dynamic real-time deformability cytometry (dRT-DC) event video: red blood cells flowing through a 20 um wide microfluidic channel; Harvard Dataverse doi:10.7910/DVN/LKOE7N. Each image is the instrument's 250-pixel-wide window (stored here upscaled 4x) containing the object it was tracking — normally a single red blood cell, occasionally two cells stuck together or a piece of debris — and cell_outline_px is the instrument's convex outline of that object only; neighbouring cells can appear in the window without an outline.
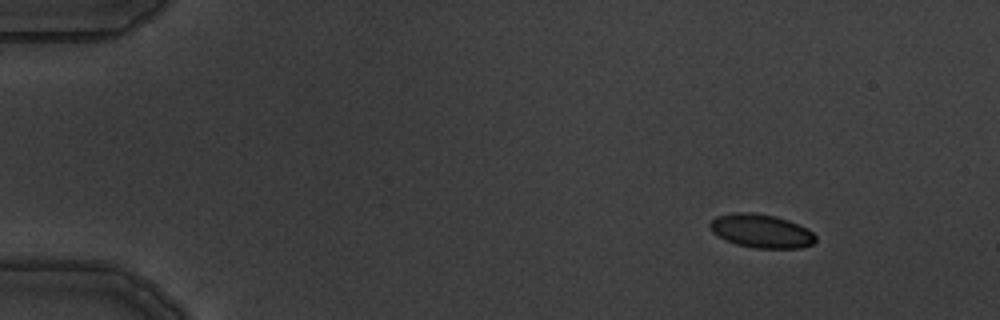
{"species": "common noctule bat (a hibernating species)", "species_latin": "Nyctalus noctula", "temperature_condition": "warm", "stored_images_in_passage": 5, "camera_frame_rate_fps": 3000, "um_per_image_px": 0.085, "animal": {"sex": "male", "body_mass_g": 19.5, "forearm_length_mm": 54.6}, "frame": {"image": 1, "passage_image": 1, "time_ms": 0.0, "image_size_px": [1000, 320], "cell_outline_px": [[816, 240], [812, 244], [800, 248], [752, 248], [736, 244], [724, 240], [712, 232], [708, 224], [716, 216], [732, 212], [748, 212], [776, 216], [788, 220], [812, 232], [816, 236]], "centroid_in_image_um": [64.66, 19.64], "position_along_channel_um": 20.3, "area_um2": 20.69}}
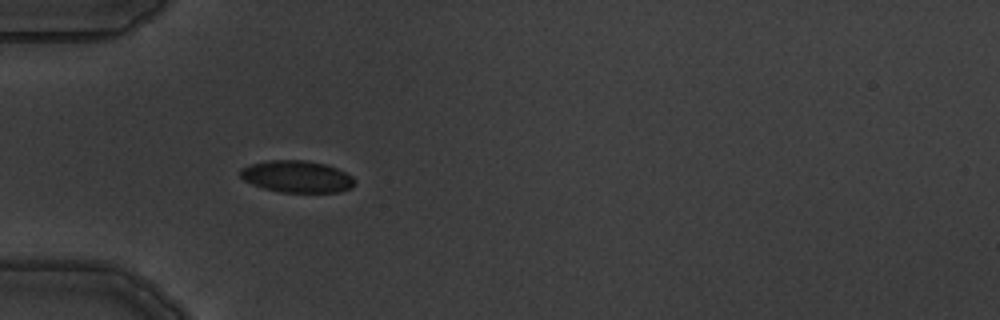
{"frame": {"image": 2, "passage_image": 4, "time_ms": 3.667, "image_size_px": [1000, 320], "cell_outline_px": [[356, 184], [352, 188], [336, 192], [280, 192], [264, 188], [252, 184], [244, 180], [240, 176], [240, 168], [252, 164], [268, 160], [304, 160], [324, 164], [336, 168], [352, 176], [356, 180]], "centroid_in_image_um": [25.24, 15.01], "position_along_channel_um": 59.8, "area_um2": 21.21}}